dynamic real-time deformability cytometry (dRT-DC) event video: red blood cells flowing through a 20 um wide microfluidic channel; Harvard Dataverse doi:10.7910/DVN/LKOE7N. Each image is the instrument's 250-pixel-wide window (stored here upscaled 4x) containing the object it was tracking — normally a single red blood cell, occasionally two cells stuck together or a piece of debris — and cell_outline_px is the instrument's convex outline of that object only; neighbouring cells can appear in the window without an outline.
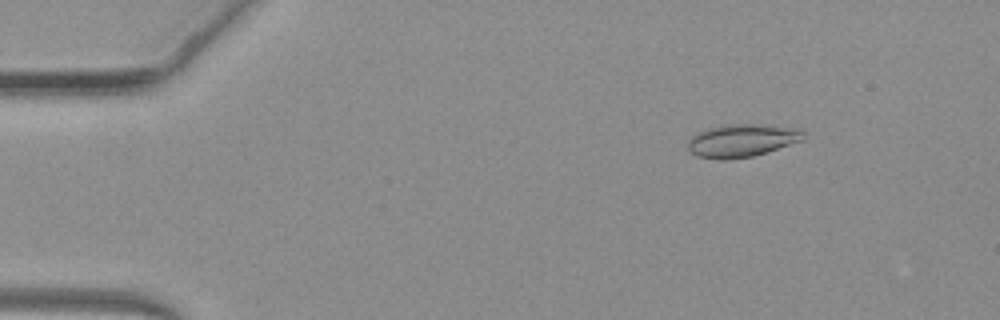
{"species": "common noctule bat (a hibernating species)", "species_latin": "Nyctalus noctula", "temperature_condition": "warm", "stored_images_in_passage": 50, "camera_frame_rate_fps": 3000, "um_per_image_px": 0.085, "animal": {"sex": "female", "body_mass_g": 19.3, "forearm_length_mm": 54.1}, "frame": {"image": 1, "passage_image": 7, "time_ms": 2.0, "image_size_px": [1000, 320], "cell_outline_px": [[808, 136], [804, 140], [752, 156], [728, 160], [716, 160], [696, 156], [688, 148], [688, 140], [692, 136], [708, 128], [724, 124], [764, 124], [796, 128], [804, 132]], "centroid_in_image_um": [63.07, 11.94], "position_along_channel_um": 21.9, "area_um2": 22.31}}
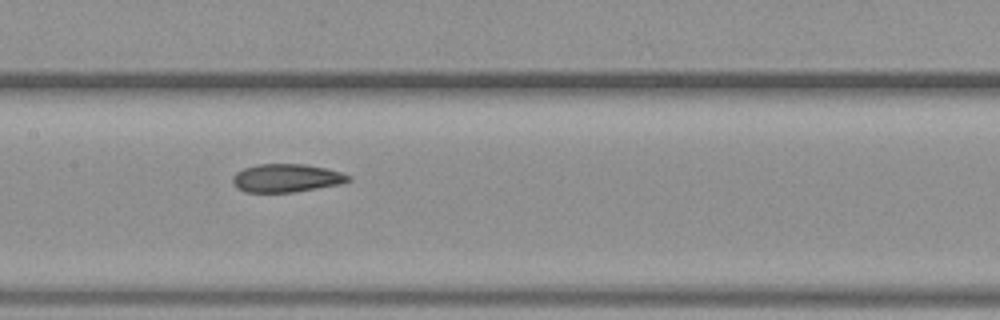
{"frame": {"image": 2, "passage_image": 25, "time_ms": 8.0, "image_size_px": [1000, 320], "cell_outline_px": [[352, 180], [344, 184], [292, 192], [244, 192], [236, 188], [232, 184], [232, 176], [236, 172], [244, 168], [256, 164], [304, 164], [324, 168], [340, 172], [352, 176]], "centroid_in_image_um": [24.34, 15.14], "position_along_channel_um": 183.1, "area_um2": 19.25}}
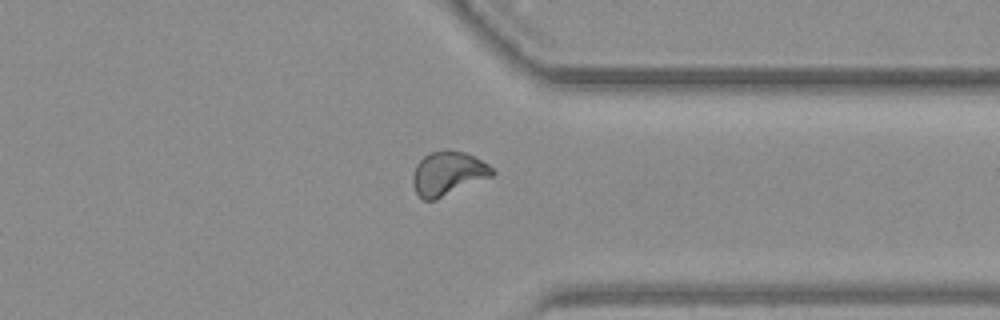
{"frame": {"image": 3, "passage_image": 39, "time_ms": 12.667, "image_size_px": [1000, 320], "cell_outline_px": [[496, 172], [492, 176], [436, 200], [424, 200], [416, 192], [412, 184], [412, 176], [416, 164], [428, 152], [448, 148], [464, 152], [488, 164]], "centroid_in_image_um": [38.05, 14.72], "position_along_channel_um": 373.3, "area_um2": 20.46}, "authors_computed_cell_mechanics": {"area_um2": 19.8543, "velocity_mm_per_s": 4.1362, "shape_relaxation_time_tau1_ms": null, "shape_relaxation_time_tau2_ms": 2.1366, "deformation_change_tau1": null, "deformation_change_tau2": 0.0865}}